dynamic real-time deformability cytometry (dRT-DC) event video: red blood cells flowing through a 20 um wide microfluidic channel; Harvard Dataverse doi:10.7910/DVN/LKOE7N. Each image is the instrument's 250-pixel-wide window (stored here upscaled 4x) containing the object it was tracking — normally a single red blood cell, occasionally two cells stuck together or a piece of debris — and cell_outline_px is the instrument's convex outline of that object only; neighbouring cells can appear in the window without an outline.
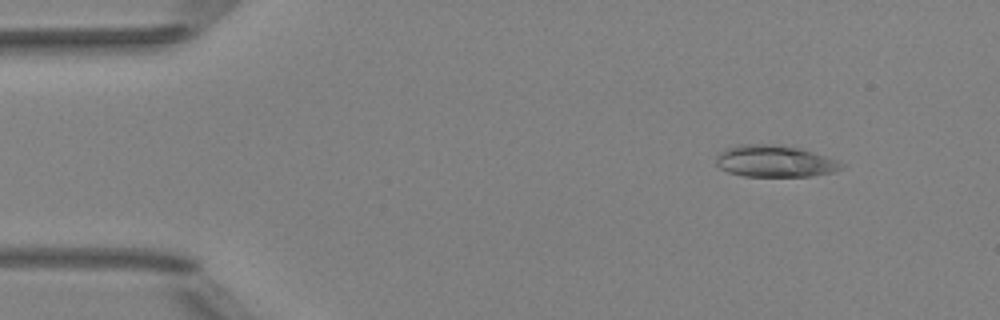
{"species": "Egyptian fruit bat (a non-hibernating species)", "species_latin": "Rousettus aegyptiacus", "temperature_condition": "room temperature", "stored_images_in_passage": 51, "camera_frame_rate_fps": 3000, "um_per_image_px": 0.085, "animal": {"sex": "female"}, "frame": {"image": 1, "passage_image": 6, "time_ms": 1.667, "image_size_px": [1000, 320], "cell_outline_px": [[848, 164], [844, 168], [836, 172], [812, 176], [744, 176], [728, 172], [720, 168], [716, 164], [716, 156], [724, 148], [736, 144], [772, 144], [800, 148]], "centroid_in_image_um": [65.87, 13.7], "position_along_channel_um": 19.1, "area_um2": 23.47}}
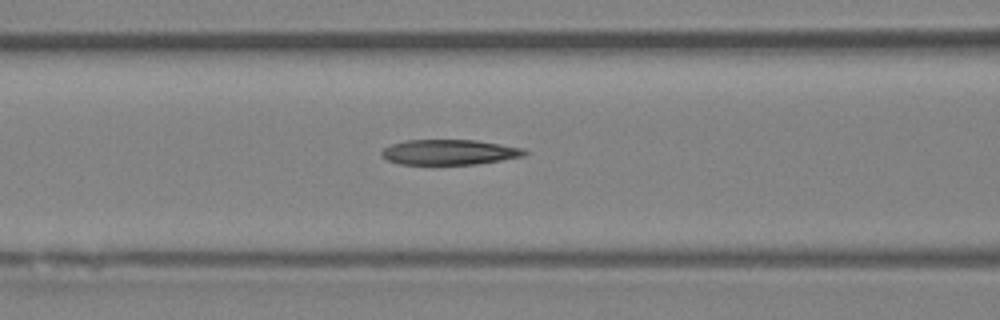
{"frame": {"image": 2, "passage_image": 21, "time_ms": 6.667, "image_size_px": [1000, 320], "cell_outline_px": [[528, 152], [524, 156], [476, 164], [400, 164], [388, 160], [380, 156], [380, 152], [384, 148], [392, 144], [404, 140], [476, 140], [524, 148]], "centroid_in_image_um": [38.18, 12.93], "position_along_channel_um": 128.4, "area_um2": 20.98}}
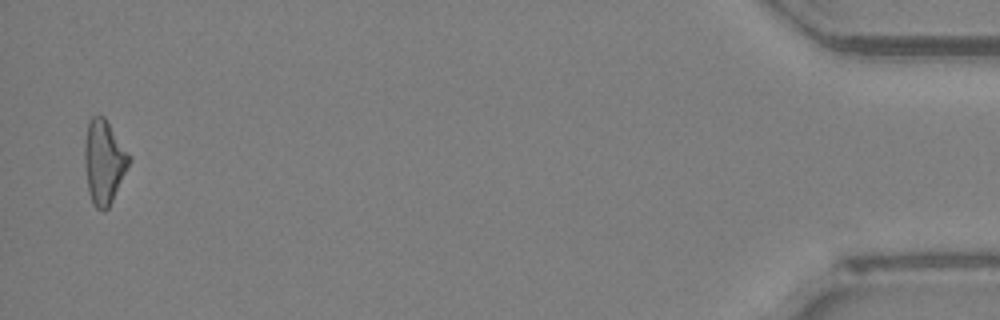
{"frame": {"image": 3, "passage_image": 50, "time_ms": 16.333, "image_size_px": [1000, 320], "cell_outline_px": [[132, 160], [108, 208], [104, 212], [96, 208], [92, 204], [88, 192], [84, 160], [84, 144], [88, 120], [92, 116], [104, 116], [132, 156]], "centroid_in_image_um": [8.84, 13.75], "position_along_channel_um": 426.4, "area_um2": 22.08}, "authors_computed_cell_mechanics": {"area_um2": 21.8484, "velocity_mm_per_s": 4.0348, "shape_relaxation_time_tau1_ms": 6.8114, "shape_relaxation_time_tau2_ms": 2.9817, "deformation_change_tau1": 0.2041, "deformation_change_tau2": 0.1384}}